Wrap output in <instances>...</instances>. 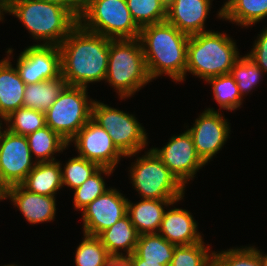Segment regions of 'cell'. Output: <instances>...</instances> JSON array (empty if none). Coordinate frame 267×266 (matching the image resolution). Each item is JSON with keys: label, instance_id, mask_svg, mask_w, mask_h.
<instances>
[{"label": "cell", "instance_id": "6da1fadb", "mask_svg": "<svg viewBox=\"0 0 267 266\" xmlns=\"http://www.w3.org/2000/svg\"><path fill=\"white\" fill-rule=\"evenodd\" d=\"M110 38L84 29L79 23L59 45L61 75L68 86L86 87L105 80Z\"/></svg>", "mask_w": 267, "mask_h": 266}, {"label": "cell", "instance_id": "7a4b0ae2", "mask_svg": "<svg viewBox=\"0 0 267 266\" xmlns=\"http://www.w3.org/2000/svg\"><path fill=\"white\" fill-rule=\"evenodd\" d=\"M139 40L151 80L167 74L173 81H184L189 35L164 21L142 27Z\"/></svg>", "mask_w": 267, "mask_h": 266}, {"label": "cell", "instance_id": "3957f363", "mask_svg": "<svg viewBox=\"0 0 267 266\" xmlns=\"http://www.w3.org/2000/svg\"><path fill=\"white\" fill-rule=\"evenodd\" d=\"M2 12L17 17L41 45L59 46L78 24L69 10L42 0H2Z\"/></svg>", "mask_w": 267, "mask_h": 266}, {"label": "cell", "instance_id": "277c9868", "mask_svg": "<svg viewBox=\"0 0 267 266\" xmlns=\"http://www.w3.org/2000/svg\"><path fill=\"white\" fill-rule=\"evenodd\" d=\"M236 43L229 35L212 30L190 35L187 43L186 73L207 81L229 74L241 57Z\"/></svg>", "mask_w": 267, "mask_h": 266}, {"label": "cell", "instance_id": "5b68a950", "mask_svg": "<svg viewBox=\"0 0 267 266\" xmlns=\"http://www.w3.org/2000/svg\"><path fill=\"white\" fill-rule=\"evenodd\" d=\"M105 80L121 99L128 98L152 81L139 38L110 39Z\"/></svg>", "mask_w": 267, "mask_h": 266}, {"label": "cell", "instance_id": "8992f818", "mask_svg": "<svg viewBox=\"0 0 267 266\" xmlns=\"http://www.w3.org/2000/svg\"><path fill=\"white\" fill-rule=\"evenodd\" d=\"M78 23L110 39L139 38L141 29L132 18L126 0H86Z\"/></svg>", "mask_w": 267, "mask_h": 266}, {"label": "cell", "instance_id": "52a82bcc", "mask_svg": "<svg viewBox=\"0 0 267 266\" xmlns=\"http://www.w3.org/2000/svg\"><path fill=\"white\" fill-rule=\"evenodd\" d=\"M130 174L131 183L142 199L182 200L184 197L185 187L152 149L136 159Z\"/></svg>", "mask_w": 267, "mask_h": 266}, {"label": "cell", "instance_id": "ba28073f", "mask_svg": "<svg viewBox=\"0 0 267 266\" xmlns=\"http://www.w3.org/2000/svg\"><path fill=\"white\" fill-rule=\"evenodd\" d=\"M87 93L86 87L66 85L45 112L46 125L68 143L91 119L94 100Z\"/></svg>", "mask_w": 267, "mask_h": 266}, {"label": "cell", "instance_id": "9c48e42d", "mask_svg": "<svg viewBox=\"0 0 267 266\" xmlns=\"http://www.w3.org/2000/svg\"><path fill=\"white\" fill-rule=\"evenodd\" d=\"M91 119L108 132L126 158L137 155L148 143L144 127L132 114L94 100Z\"/></svg>", "mask_w": 267, "mask_h": 266}, {"label": "cell", "instance_id": "30bf717a", "mask_svg": "<svg viewBox=\"0 0 267 266\" xmlns=\"http://www.w3.org/2000/svg\"><path fill=\"white\" fill-rule=\"evenodd\" d=\"M0 128V183L20 185L37 162L32 158L26 136Z\"/></svg>", "mask_w": 267, "mask_h": 266}, {"label": "cell", "instance_id": "8fae6325", "mask_svg": "<svg viewBox=\"0 0 267 266\" xmlns=\"http://www.w3.org/2000/svg\"><path fill=\"white\" fill-rule=\"evenodd\" d=\"M72 141L79 157L94 162L99 167L115 170L121 157H125L114 145L108 132L92 119L79 130L68 144Z\"/></svg>", "mask_w": 267, "mask_h": 266}, {"label": "cell", "instance_id": "7c38bea8", "mask_svg": "<svg viewBox=\"0 0 267 266\" xmlns=\"http://www.w3.org/2000/svg\"><path fill=\"white\" fill-rule=\"evenodd\" d=\"M178 181L186 187L187 182L206 164L197 155L193 138L186 130L172 136L163 148H151Z\"/></svg>", "mask_w": 267, "mask_h": 266}, {"label": "cell", "instance_id": "4fadbf2b", "mask_svg": "<svg viewBox=\"0 0 267 266\" xmlns=\"http://www.w3.org/2000/svg\"><path fill=\"white\" fill-rule=\"evenodd\" d=\"M16 69L26 85L59 77L61 75L59 46L33 44L27 47L19 55Z\"/></svg>", "mask_w": 267, "mask_h": 266}, {"label": "cell", "instance_id": "5bb4252c", "mask_svg": "<svg viewBox=\"0 0 267 266\" xmlns=\"http://www.w3.org/2000/svg\"><path fill=\"white\" fill-rule=\"evenodd\" d=\"M227 119L213 108H208L188 128L197 155L206 164L223 147L230 134Z\"/></svg>", "mask_w": 267, "mask_h": 266}, {"label": "cell", "instance_id": "9a60e30c", "mask_svg": "<svg viewBox=\"0 0 267 266\" xmlns=\"http://www.w3.org/2000/svg\"><path fill=\"white\" fill-rule=\"evenodd\" d=\"M127 202L115 188L108 189L82 210L83 234L98 236L127 214Z\"/></svg>", "mask_w": 267, "mask_h": 266}, {"label": "cell", "instance_id": "2e32d148", "mask_svg": "<svg viewBox=\"0 0 267 266\" xmlns=\"http://www.w3.org/2000/svg\"><path fill=\"white\" fill-rule=\"evenodd\" d=\"M211 1L169 0L166 21L189 36L209 31L204 27Z\"/></svg>", "mask_w": 267, "mask_h": 266}, {"label": "cell", "instance_id": "e0dca14e", "mask_svg": "<svg viewBox=\"0 0 267 266\" xmlns=\"http://www.w3.org/2000/svg\"><path fill=\"white\" fill-rule=\"evenodd\" d=\"M8 198L30 224L50 222L56 214L55 196L35 194L21 185L8 187Z\"/></svg>", "mask_w": 267, "mask_h": 266}, {"label": "cell", "instance_id": "ac0fdd59", "mask_svg": "<svg viewBox=\"0 0 267 266\" xmlns=\"http://www.w3.org/2000/svg\"><path fill=\"white\" fill-rule=\"evenodd\" d=\"M197 226L189 211L174 208L165 211L157 233L176 246L192 245L203 241Z\"/></svg>", "mask_w": 267, "mask_h": 266}, {"label": "cell", "instance_id": "d6986e66", "mask_svg": "<svg viewBox=\"0 0 267 266\" xmlns=\"http://www.w3.org/2000/svg\"><path fill=\"white\" fill-rule=\"evenodd\" d=\"M0 60V120L23 107L26 84L11 64L9 55Z\"/></svg>", "mask_w": 267, "mask_h": 266}, {"label": "cell", "instance_id": "ffe728a7", "mask_svg": "<svg viewBox=\"0 0 267 266\" xmlns=\"http://www.w3.org/2000/svg\"><path fill=\"white\" fill-rule=\"evenodd\" d=\"M179 200L141 199L133 204L127 202V214L139 235L157 233L164 217V206L173 205Z\"/></svg>", "mask_w": 267, "mask_h": 266}, {"label": "cell", "instance_id": "44dd1931", "mask_svg": "<svg viewBox=\"0 0 267 266\" xmlns=\"http://www.w3.org/2000/svg\"><path fill=\"white\" fill-rule=\"evenodd\" d=\"M97 237L111 256H124L122 250L129 256L135 251L139 234L126 214Z\"/></svg>", "mask_w": 267, "mask_h": 266}, {"label": "cell", "instance_id": "7402d4cb", "mask_svg": "<svg viewBox=\"0 0 267 266\" xmlns=\"http://www.w3.org/2000/svg\"><path fill=\"white\" fill-rule=\"evenodd\" d=\"M61 165L60 161L37 162L20 185L35 194L55 196L63 187Z\"/></svg>", "mask_w": 267, "mask_h": 266}, {"label": "cell", "instance_id": "603a6c76", "mask_svg": "<svg viewBox=\"0 0 267 266\" xmlns=\"http://www.w3.org/2000/svg\"><path fill=\"white\" fill-rule=\"evenodd\" d=\"M66 85L62 75L54 79L26 85L23 96V107L36 109L45 113Z\"/></svg>", "mask_w": 267, "mask_h": 266}, {"label": "cell", "instance_id": "cb8c5ba5", "mask_svg": "<svg viewBox=\"0 0 267 266\" xmlns=\"http://www.w3.org/2000/svg\"><path fill=\"white\" fill-rule=\"evenodd\" d=\"M29 149L35 162H53L56 161L53 155L57 152H63L69 145L57 132H54L49 126H44L26 136Z\"/></svg>", "mask_w": 267, "mask_h": 266}, {"label": "cell", "instance_id": "d4e9b609", "mask_svg": "<svg viewBox=\"0 0 267 266\" xmlns=\"http://www.w3.org/2000/svg\"><path fill=\"white\" fill-rule=\"evenodd\" d=\"M175 246L158 233L142 234L139 235L134 253L144 261L169 266Z\"/></svg>", "mask_w": 267, "mask_h": 266}, {"label": "cell", "instance_id": "484cf974", "mask_svg": "<svg viewBox=\"0 0 267 266\" xmlns=\"http://www.w3.org/2000/svg\"><path fill=\"white\" fill-rule=\"evenodd\" d=\"M267 17V0H232L223 10L222 18L251 26Z\"/></svg>", "mask_w": 267, "mask_h": 266}, {"label": "cell", "instance_id": "4316f807", "mask_svg": "<svg viewBox=\"0 0 267 266\" xmlns=\"http://www.w3.org/2000/svg\"><path fill=\"white\" fill-rule=\"evenodd\" d=\"M126 3L140 28L166 21L167 3L164 0H126Z\"/></svg>", "mask_w": 267, "mask_h": 266}, {"label": "cell", "instance_id": "83f0119b", "mask_svg": "<svg viewBox=\"0 0 267 266\" xmlns=\"http://www.w3.org/2000/svg\"><path fill=\"white\" fill-rule=\"evenodd\" d=\"M3 121L6 122L8 131L23 136L46 126L45 113L27 107L13 111Z\"/></svg>", "mask_w": 267, "mask_h": 266}, {"label": "cell", "instance_id": "f1b7e54d", "mask_svg": "<svg viewBox=\"0 0 267 266\" xmlns=\"http://www.w3.org/2000/svg\"><path fill=\"white\" fill-rule=\"evenodd\" d=\"M207 83L212 85L214 99L221 109L233 111L241 106L242 95L230 73L212 77L207 80Z\"/></svg>", "mask_w": 267, "mask_h": 266}, {"label": "cell", "instance_id": "f546056e", "mask_svg": "<svg viewBox=\"0 0 267 266\" xmlns=\"http://www.w3.org/2000/svg\"><path fill=\"white\" fill-rule=\"evenodd\" d=\"M102 173L105 175H111L113 169L100 167L94 174H92L85 182L79 187L74 189V208L83 210L88 204H90L97 197L103 195L108 189L105 188V182L102 177Z\"/></svg>", "mask_w": 267, "mask_h": 266}, {"label": "cell", "instance_id": "4dcf8cb0", "mask_svg": "<svg viewBox=\"0 0 267 266\" xmlns=\"http://www.w3.org/2000/svg\"><path fill=\"white\" fill-rule=\"evenodd\" d=\"M111 255L97 236L84 234L75 253L76 266H103Z\"/></svg>", "mask_w": 267, "mask_h": 266}, {"label": "cell", "instance_id": "1f68e13d", "mask_svg": "<svg viewBox=\"0 0 267 266\" xmlns=\"http://www.w3.org/2000/svg\"><path fill=\"white\" fill-rule=\"evenodd\" d=\"M204 241L192 245H179L174 248V256L169 266H212L210 246Z\"/></svg>", "mask_w": 267, "mask_h": 266}, {"label": "cell", "instance_id": "d6a6232c", "mask_svg": "<svg viewBox=\"0 0 267 266\" xmlns=\"http://www.w3.org/2000/svg\"><path fill=\"white\" fill-rule=\"evenodd\" d=\"M262 73L263 71L247 55L240 57L230 70L242 97L257 86Z\"/></svg>", "mask_w": 267, "mask_h": 266}, {"label": "cell", "instance_id": "836d02e7", "mask_svg": "<svg viewBox=\"0 0 267 266\" xmlns=\"http://www.w3.org/2000/svg\"><path fill=\"white\" fill-rule=\"evenodd\" d=\"M212 253V266H262L258 249L253 246Z\"/></svg>", "mask_w": 267, "mask_h": 266}, {"label": "cell", "instance_id": "e575fe53", "mask_svg": "<svg viewBox=\"0 0 267 266\" xmlns=\"http://www.w3.org/2000/svg\"><path fill=\"white\" fill-rule=\"evenodd\" d=\"M100 167L85 158L76 156L70 158L64 170H61L62 185L76 189L83 182H85L92 174H94Z\"/></svg>", "mask_w": 267, "mask_h": 266}, {"label": "cell", "instance_id": "d590c367", "mask_svg": "<svg viewBox=\"0 0 267 266\" xmlns=\"http://www.w3.org/2000/svg\"><path fill=\"white\" fill-rule=\"evenodd\" d=\"M257 41L253 45L250 53L247 54L253 62L263 71L267 72V28L258 34Z\"/></svg>", "mask_w": 267, "mask_h": 266}, {"label": "cell", "instance_id": "8d00e7d4", "mask_svg": "<svg viewBox=\"0 0 267 266\" xmlns=\"http://www.w3.org/2000/svg\"><path fill=\"white\" fill-rule=\"evenodd\" d=\"M46 2H50L53 4H57L69 10L77 19L83 13L86 0H42Z\"/></svg>", "mask_w": 267, "mask_h": 266}, {"label": "cell", "instance_id": "74e56055", "mask_svg": "<svg viewBox=\"0 0 267 266\" xmlns=\"http://www.w3.org/2000/svg\"><path fill=\"white\" fill-rule=\"evenodd\" d=\"M103 266H132L129 256H111Z\"/></svg>", "mask_w": 267, "mask_h": 266}, {"label": "cell", "instance_id": "f35d334b", "mask_svg": "<svg viewBox=\"0 0 267 266\" xmlns=\"http://www.w3.org/2000/svg\"><path fill=\"white\" fill-rule=\"evenodd\" d=\"M132 266H166L159 263L147 262L140 259L135 253L129 255Z\"/></svg>", "mask_w": 267, "mask_h": 266}, {"label": "cell", "instance_id": "ab89813d", "mask_svg": "<svg viewBox=\"0 0 267 266\" xmlns=\"http://www.w3.org/2000/svg\"><path fill=\"white\" fill-rule=\"evenodd\" d=\"M8 199V187L0 183V201Z\"/></svg>", "mask_w": 267, "mask_h": 266}, {"label": "cell", "instance_id": "60d3db41", "mask_svg": "<svg viewBox=\"0 0 267 266\" xmlns=\"http://www.w3.org/2000/svg\"><path fill=\"white\" fill-rule=\"evenodd\" d=\"M258 254L260 256V261H261L262 266H267V255L262 254L260 250H258Z\"/></svg>", "mask_w": 267, "mask_h": 266}, {"label": "cell", "instance_id": "b9f144b4", "mask_svg": "<svg viewBox=\"0 0 267 266\" xmlns=\"http://www.w3.org/2000/svg\"><path fill=\"white\" fill-rule=\"evenodd\" d=\"M232 2V0H227L225 3H224V5H222V8L220 9V11L218 12V18H222V10L229 4V3H231Z\"/></svg>", "mask_w": 267, "mask_h": 266}, {"label": "cell", "instance_id": "7bdbcfd3", "mask_svg": "<svg viewBox=\"0 0 267 266\" xmlns=\"http://www.w3.org/2000/svg\"><path fill=\"white\" fill-rule=\"evenodd\" d=\"M2 15H4V14H3V12H2V0H0V21L3 20ZM1 19H2V20H1Z\"/></svg>", "mask_w": 267, "mask_h": 266}, {"label": "cell", "instance_id": "ee69618b", "mask_svg": "<svg viewBox=\"0 0 267 266\" xmlns=\"http://www.w3.org/2000/svg\"><path fill=\"white\" fill-rule=\"evenodd\" d=\"M4 266H18V265H15V264H9V265H4Z\"/></svg>", "mask_w": 267, "mask_h": 266}]
</instances>
